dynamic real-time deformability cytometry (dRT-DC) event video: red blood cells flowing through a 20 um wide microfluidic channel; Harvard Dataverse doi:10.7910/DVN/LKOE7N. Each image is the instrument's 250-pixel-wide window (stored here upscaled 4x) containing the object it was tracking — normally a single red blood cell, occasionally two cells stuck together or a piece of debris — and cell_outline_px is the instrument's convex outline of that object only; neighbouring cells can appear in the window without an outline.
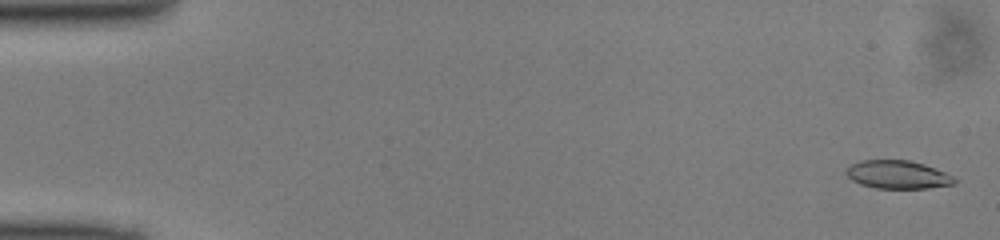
{"species": "common noctule bat (a hibernating species)", "species_latin": "Nyctalus noctula", "temperature_condition": "cold", "stored_images_in_passage": 50, "camera_frame_rate_fps": 3000, "um_per_image_px": 0.085, "animal": {"sex": "male", "body_mass_g": 13.0, "forearm_length_mm": 53.1}, "frame": {"image": 1, "passage_image": 2, "time_ms": 0.333, "image_size_px": [1000, 240], "cell_outline_px": [[960, 180], [956, 184], [928, 188], [876, 188], [860, 184], [852, 180], [848, 176], [848, 168], [852, 164], [860, 160], [908, 160], [924, 164], [944, 172]], "centroid_in_image_um": [76.36, 14.85], "position_along_channel_um": 8.6, "area_um2": 17.69}}
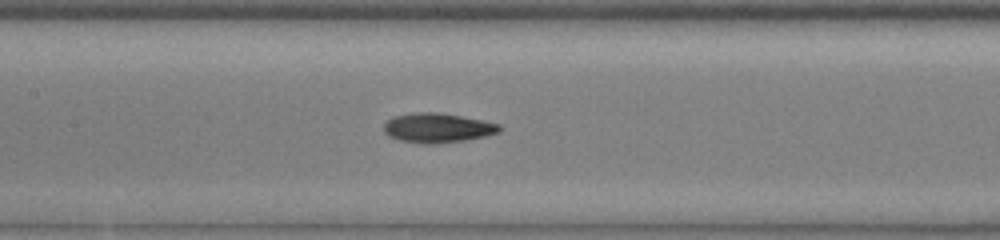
{"frame": {"image": 2, "passage_image": 24, "time_ms": 7.667, "image_size_px": [1000, 240], "cell_outline_px": [[500, 132], [484, 136], [464, 140], [436, 144], [424, 144], [400, 140], [388, 136], [384, 132], [384, 120], [392, 116], [412, 112], [436, 112], [460, 116], [500, 124]], "centroid_in_image_um": [37.12, 10.86], "position_along_channel_um": 170.3, "area_um2": 19.94}}
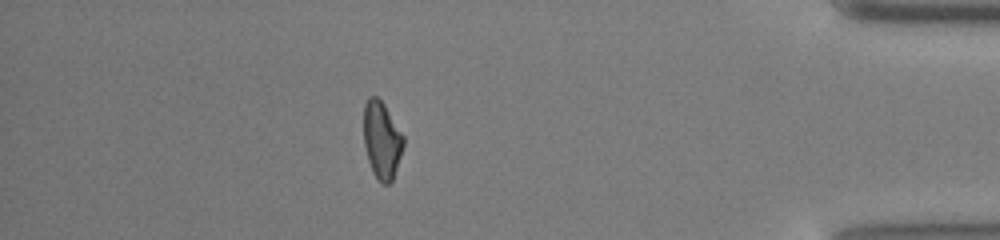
{"frame": {"image": 3, "passage_image": 44, "time_ms": 14.333, "image_size_px": [1000, 240], "cell_outline_px": [[404, 144], [392, 180], [388, 184], [384, 184], [372, 172], [368, 160], [364, 144], [364, 104], [368, 96], [376, 96], [384, 104], [404, 136]], "centroid_in_image_um": [32.44, 11.87], "position_along_channel_um": 402.8, "area_um2": 17.69}}